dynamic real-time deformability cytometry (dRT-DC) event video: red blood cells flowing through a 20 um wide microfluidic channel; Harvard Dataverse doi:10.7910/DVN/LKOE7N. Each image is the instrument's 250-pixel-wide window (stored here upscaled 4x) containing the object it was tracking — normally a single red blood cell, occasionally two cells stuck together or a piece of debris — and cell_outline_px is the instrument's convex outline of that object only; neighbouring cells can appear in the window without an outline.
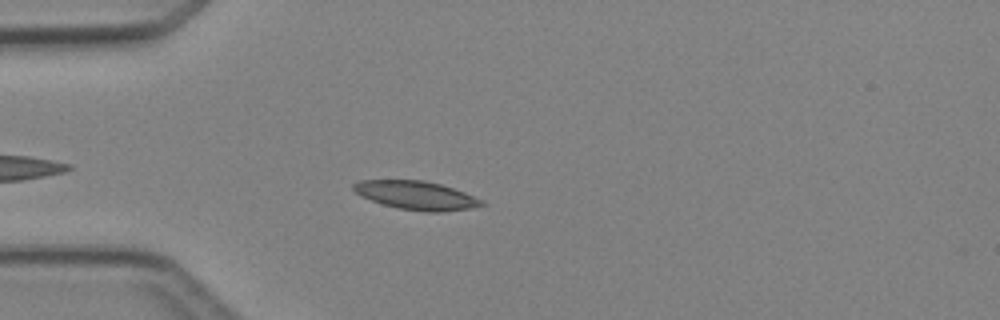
{"species": "Egyptian fruit bat (a non-hibernating species)", "species_latin": "Rousettus aegyptiacus", "temperature_condition": "cold", "stored_images_in_passage": 3, "camera_frame_rate_fps": 3000, "um_per_image_px": 0.085, "animal": {"sex": "female"}, "frame": {"image": 1, "passage_image": 2, "time_ms": 1.333, "image_size_px": [1000, 320], "cell_outline_px": [[488, 204], [468, 208], [440, 212], [428, 212], [396, 208], [360, 196], [352, 188], [352, 184], [360, 180], [424, 180], [440, 184], [464, 192], [484, 200]], "centroid_in_image_um": [35.38, 16.6], "position_along_channel_um": 49.6, "area_um2": 21.27}}